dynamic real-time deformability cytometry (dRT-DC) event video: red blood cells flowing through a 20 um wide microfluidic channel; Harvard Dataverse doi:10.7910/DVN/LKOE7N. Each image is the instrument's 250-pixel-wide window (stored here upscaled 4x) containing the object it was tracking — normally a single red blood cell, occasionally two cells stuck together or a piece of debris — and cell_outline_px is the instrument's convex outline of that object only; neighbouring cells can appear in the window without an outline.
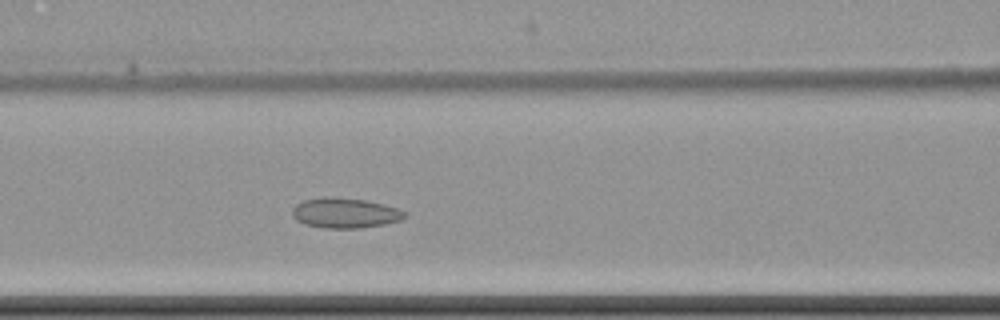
{"species": "common noctule bat (a hibernating species)", "species_latin": "Nyctalus noctula", "temperature_condition": "cold", "stored_images_in_passage": 5, "camera_frame_rate_fps": 3000, "um_per_image_px": 0.085, "animal": {"sex": "female", "body_mass_g": 22.7, "forearm_length_mm": 54.2}, "frame": {"image": 1, "passage_image": 5, "time_ms": 5.667, "image_size_px": [1000, 320], "cell_outline_px": [[408, 216], [404, 220], [384, 224], [360, 228], [324, 228], [304, 224], [296, 220], [292, 216], [292, 208], [296, 204], [304, 200], [324, 196], [364, 200], [384, 204], [396, 208], [404, 212]], "centroid_in_image_um": [29.32, 18.11], "position_along_channel_um": 137.3, "area_um2": 19.83}}